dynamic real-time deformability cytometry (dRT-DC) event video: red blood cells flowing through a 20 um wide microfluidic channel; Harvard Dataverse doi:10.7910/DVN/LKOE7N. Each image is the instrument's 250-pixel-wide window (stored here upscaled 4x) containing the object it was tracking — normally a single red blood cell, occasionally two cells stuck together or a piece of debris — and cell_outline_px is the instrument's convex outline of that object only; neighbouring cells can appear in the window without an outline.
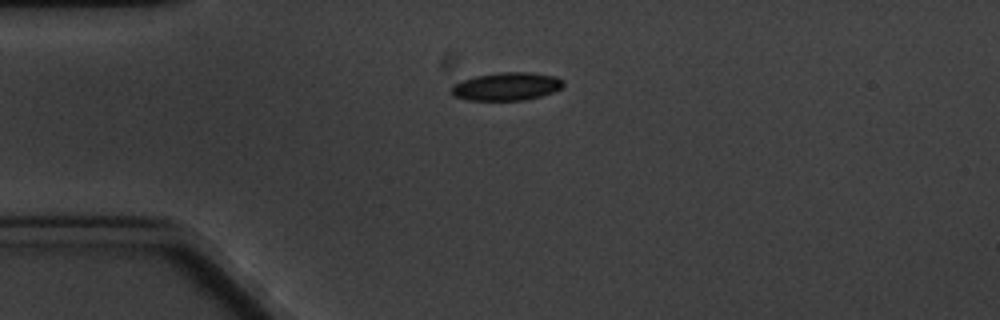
{"species": "common noctule bat (a hibernating species)", "species_latin": "Nyctalus noctula", "temperature_condition": "cold", "stored_images_in_passage": 1, "camera_frame_rate_fps": 3000, "um_per_image_px": 0.085, "animal": {"sex": "male", "body_mass_g": 20.1, "forearm_length_mm": 53.5}, "frame": {"image": 1, "passage_image": 1, "time_ms": 0.0, "image_size_px": [1000, 320], "cell_outline_px": [[564, 84], [560, 88], [552, 92], [540, 96], [524, 100], [468, 100], [452, 96], [452, 88], [456, 84], [464, 80], [476, 76], [500, 72], [532, 72], [556, 76], [564, 80]], "centroid_in_image_um": [43.09, 7.34], "position_along_channel_um": 41.9, "area_um2": 18.15}}